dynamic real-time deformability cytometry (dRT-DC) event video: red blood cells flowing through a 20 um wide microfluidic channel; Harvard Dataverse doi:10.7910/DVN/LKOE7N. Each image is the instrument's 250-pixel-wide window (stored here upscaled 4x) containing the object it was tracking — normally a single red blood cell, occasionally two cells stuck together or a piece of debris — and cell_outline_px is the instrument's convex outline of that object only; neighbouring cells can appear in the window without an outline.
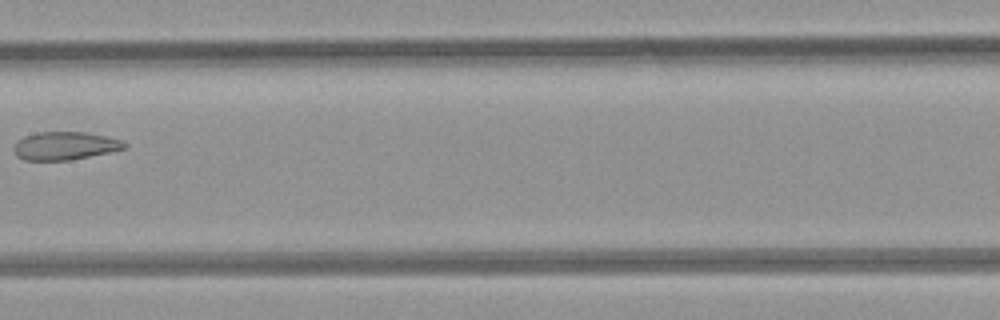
{"species": "common noctule bat (a hibernating species)", "species_latin": "Nyctalus noctula", "temperature_condition": "room temperature", "stored_images_in_passage": 7, "camera_frame_rate_fps": 3000, "um_per_image_px": 0.085, "animal": {"sex": "female", "body_mass_g": 21.9}, "frame": {"image": 1, "passage_image": 7, "time_ms": 7.667, "image_size_px": [1000, 320], "cell_outline_px": [[128, 144], [124, 148], [108, 152], [72, 160], [24, 160], [16, 156], [12, 148], [16, 140], [24, 136], [40, 132], [84, 132], [124, 140]], "centroid_in_image_um": [5.48, 12.39], "position_along_channel_um": 201.9, "area_um2": 18.15}}